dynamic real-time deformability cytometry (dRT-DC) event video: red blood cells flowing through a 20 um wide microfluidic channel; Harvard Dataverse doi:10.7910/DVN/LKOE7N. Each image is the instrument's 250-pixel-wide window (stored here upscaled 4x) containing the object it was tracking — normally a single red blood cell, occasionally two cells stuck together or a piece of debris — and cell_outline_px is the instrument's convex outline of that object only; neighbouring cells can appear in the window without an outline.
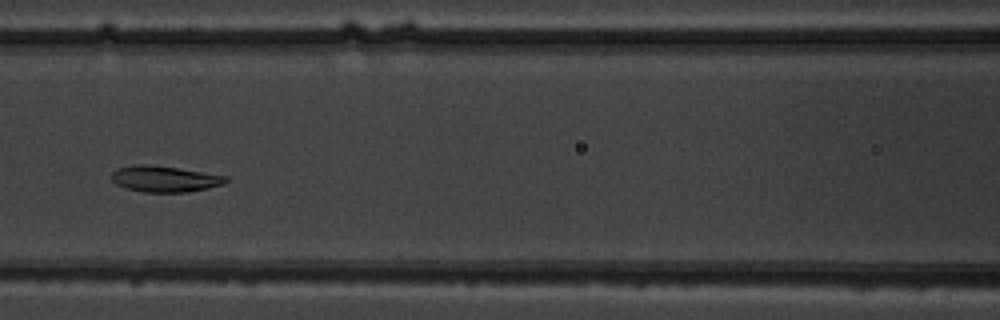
{"species": "common noctule bat (a hibernating species)", "species_latin": "Nyctalus noctula", "temperature_condition": "warm", "stored_images_in_passage": 6, "camera_frame_rate_fps": 3000, "um_per_image_px": 0.085, "animal": {"sex": "male", "body_mass_g": 19.5, "forearm_length_mm": 54.6}, "frame": {"image": 1, "passage_image": 6, "time_ms": 6.0, "image_size_px": [1000, 320], "cell_outline_px": [[228, 180], [224, 184], [208, 188], [188, 192], [144, 192], [128, 188], [116, 184], [112, 180], [112, 172], [116, 168], [132, 164], [148, 164], [176, 168], [228, 176]], "centroid_in_image_um": [13.99, 15.2], "position_along_channel_um": 152.6, "area_um2": 17.34}}